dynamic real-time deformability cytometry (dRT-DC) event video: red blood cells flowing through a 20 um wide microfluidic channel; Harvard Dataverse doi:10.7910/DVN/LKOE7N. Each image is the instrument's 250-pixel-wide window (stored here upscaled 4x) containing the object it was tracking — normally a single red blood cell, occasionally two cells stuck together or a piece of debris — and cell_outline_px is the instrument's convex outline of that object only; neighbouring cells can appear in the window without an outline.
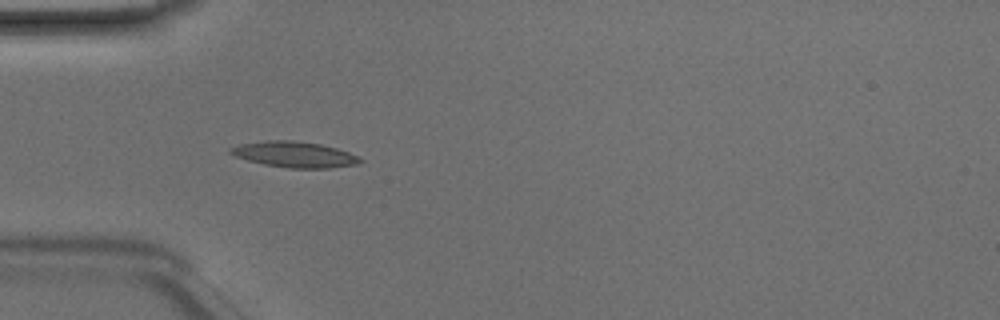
{"species": "Egyptian fruit bat (a non-hibernating species)", "species_latin": "Rousettus aegyptiacus", "temperature_condition": "room temperature", "stored_images_in_passage": 35, "camera_frame_rate_fps": 3000, "um_per_image_px": 0.085, "animal": {"sex": "male"}, "frame": {"image": 1, "passage_image": 1, "time_ms": 0.0, "image_size_px": [1000, 320], "cell_outline_px": [[364, 160], [360, 164], [328, 168], [288, 168], [264, 164], [248, 160], [236, 156], [228, 152], [228, 148], [240, 144], [268, 140], [292, 140], [320, 144], [336, 148], [348, 152]], "centroid_in_image_um": [25.03, 13.13], "position_along_channel_um": 60.0, "area_um2": 19.42}}
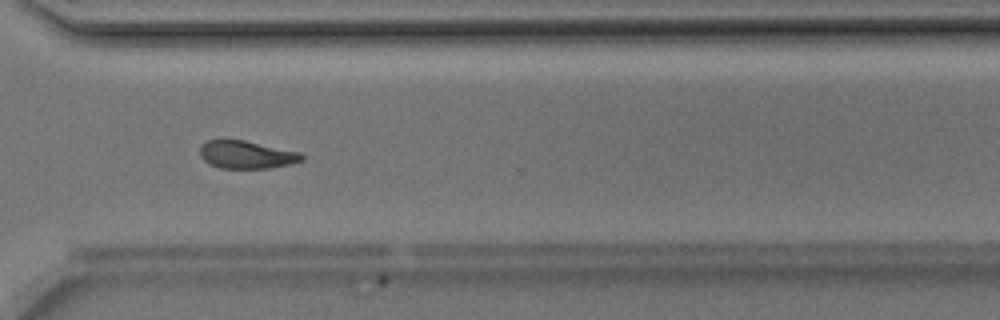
{"frame": {"image": 2, "passage_image": 22, "time_ms": 7.0, "image_size_px": [1000, 320], "cell_outline_px": [[304, 160], [292, 164], [268, 168], [220, 168], [208, 164], [200, 156], [200, 144], [208, 140], [244, 140], [300, 152], [304, 156]], "centroid_in_image_um": [20.95, 13.15], "position_along_channel_um": 349.6, "area_um2": 16.59}}
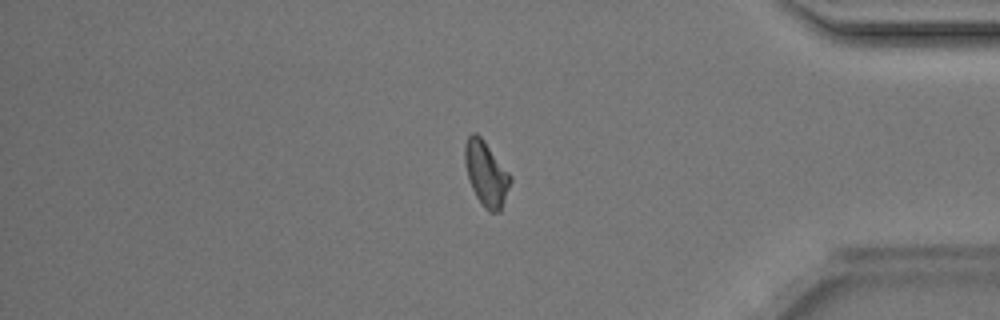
{"frame": {"image": 3, "passage_image": 27, "time_ms": 8.667, "image_size_px": [1000, 320], "cell_outline_px": [[512, 180], [500, 212], [488, 212], [484, 208], [476, 196], [472, 188], [464, 164], [464, 144], [468, 136], [472, 132], [476, 132], [484, 140], [512, 176]], "centroid_in_image_um": [41.31, 14.75], "position_along_channel_um": 393.9, "area_um2": 17.28}, "authors_computed_cell_mechanics": {"area_um2": 16.9932, "velocity_mm_per_s": 4.1873, "shape_relaxation_time_tau1_ms": 10.5262, "shape_relaxation_time_tau2_ms": null, "deformation_change_tau1": 0.2464, "deformation_change_tau2": null}}